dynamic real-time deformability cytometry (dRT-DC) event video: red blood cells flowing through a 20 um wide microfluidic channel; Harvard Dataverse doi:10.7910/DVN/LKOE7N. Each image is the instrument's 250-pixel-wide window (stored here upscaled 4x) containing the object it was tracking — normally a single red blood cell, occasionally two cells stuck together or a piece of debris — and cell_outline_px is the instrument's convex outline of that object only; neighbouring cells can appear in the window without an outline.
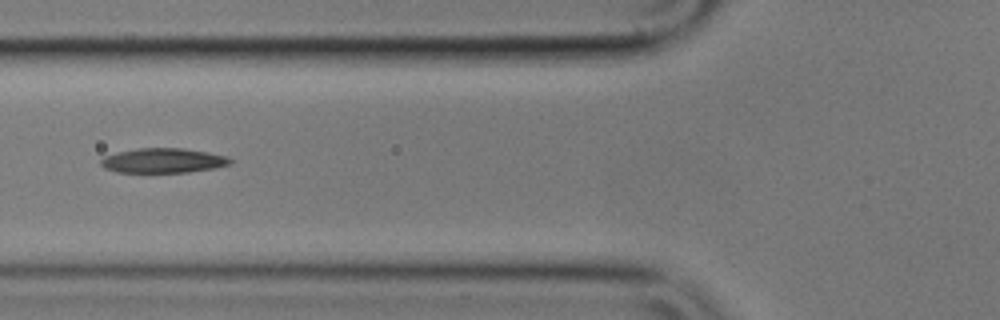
{"species": "common noctule bat (a hibernating species)", "species_latin": "Nyctalus noctula", "temperature_condition": "cold", "stored_images_in_passage": 23, "camera_frame_rate_fps": 3000, "um_per_image_px": 0.085, "animal": {"sex": "male", "body_mass_g": 17.9}, "frame": {"image": 1, "passage_image": 7, "time_ms": 2.0, "image_size_px": [1000, 320], "cell_outline_px": [[232, 164], [216, 168], [188, 172], [116, 172], [104, 168], [100, 164], [100, 160], [104, 156], [116, 152], [136, 148], [184, 148], [208, 152], [228, 156], [232, 160]], "centroid_in_image_um": [13.88, 13.64], "position_along_channel_um": 111.9, "area_um2": 18.84}}
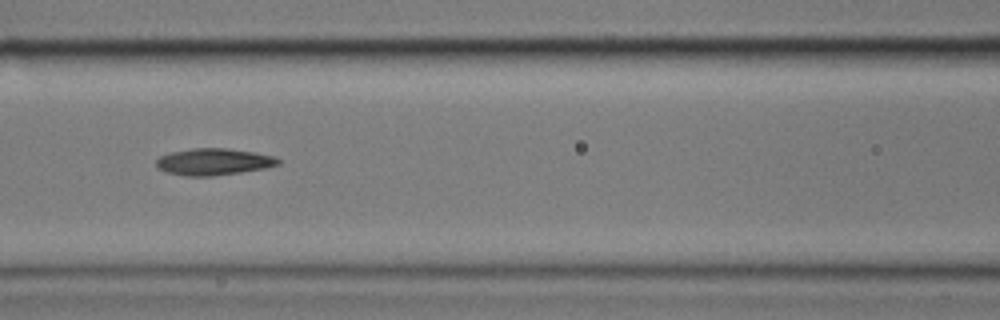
{"frame": {"image": 2, "passage_image": 10, "time_ms": 3.0, "image_size_px": [1000, 320], "cell_outline_px": [[280, 164], [268, 168], [212, 176], [184, 176], [168, 172], [156, 168], [156, 160], [160, 156], [172, 152], [192, 148], [228, 148], [256, 152], [272, 156], [280, 160]], "centroid_in_image_um": [18.17, 13.75], "position_along_channel_um": 148.4, "area_um2": 19.07}}
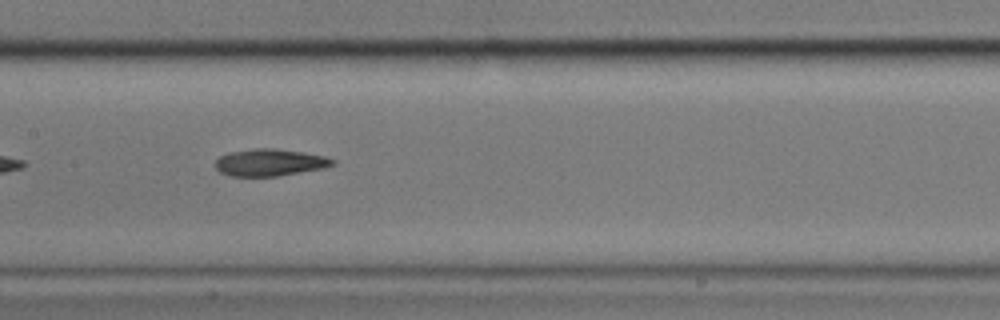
{"frame": {"image": 3, "passage_image": 13, "time_ms": 4.0, "image_size_px": [1000, 320], "cell_outline_px": [[336, 164], [324, 168], [276, 176], [232, 176], [220, 172], [216, 168], [216, 160], [220, 156], [228, 152], [252, 148], [276, 148], [304, 152], [324, 156], [336, 160]], "centroid_in_image_um": [22.95, 13.8], "position_along_channel_um": 184.5, "area_um2": 18.55}}